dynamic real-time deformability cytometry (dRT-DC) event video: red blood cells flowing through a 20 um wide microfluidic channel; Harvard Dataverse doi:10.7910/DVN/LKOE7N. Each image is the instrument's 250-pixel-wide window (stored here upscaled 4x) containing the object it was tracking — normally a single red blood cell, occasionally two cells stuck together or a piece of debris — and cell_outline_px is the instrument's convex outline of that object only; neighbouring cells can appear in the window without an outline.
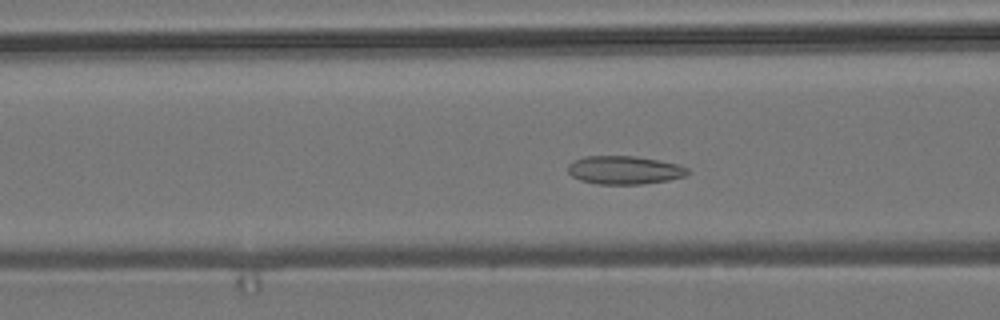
{"species": "common noctule bat (a hibernating species)", "species_latin": "Nyctalus noctula", "temperature_condition": "room temperature", "stored_images_in_passage": 54, "camera_frame_rate_fps": 3000, "um_per_image_px": 0.085, "animal": {"sex": "male", "body_mass_g": 19.2, "forearm_length_mm": 51.8}, "frame": {"image": 1, "passage_image": 20, "time_ms": 6.333, "image_size_px": [1000, 320], "cell_outline_px": [[692, 172], [684, 176], [668, 180], [640, 184], [596, 184], [580, 180], [572, 176], [568, 172], [568, 164], [572, 160], [584, 156], [636, 156], [660, 160], [680, 164], [688, 168]], "centroid_in_image_um": [53.08, 14.44], "position_along_channel_um": 113.5, "area_um2": 20.0}}
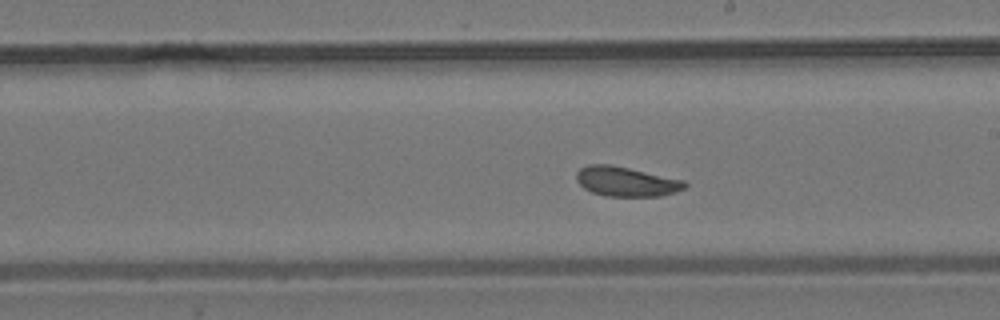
{"frame": {"image": 2, "passage_image": 30, "time_ms": 9.667, "image_size_px": [1000, 320], "cell_outline_px": [[688, 184], [684, 188], [676, 192], [660, 196], [604, 196], [592, 192], [584, 188], [576, 180], [576, 172], [580, 168], [588, 164], [612, 164], [684, 180]], "centroid_in_image_um": [53.21, 15.42], "position_along_channel_um": 235.8, "area_um2": 18.84}}
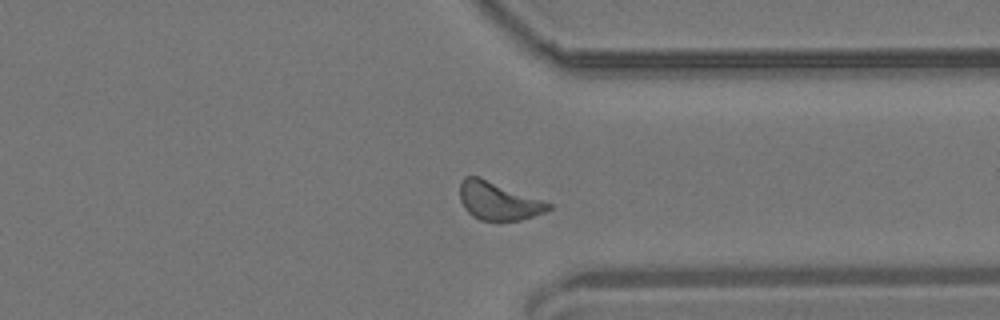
{"frame": {"image": 3, "passage_image": 41, "time_ms": 13.333, "image_size_px": [1000, 320], "cell_outline_px": [[552, 208], [544, 212], [520, 220], [480, 220], [472, 216], [464, 208], [460, 200], [460, 180], [464, 176], [480, 176], [552, 204]], "centroid_in_image_um": [42.31, 17.06], "position_along_channel_um": 369.1, "area_um2": 19.59}, "authors_computed_cell_mechanics": {"area_um2": 19.2474, "velocity_mm_per_s": 3.6665, "shape_relaxation_time_tau1_ms": 4.3589, "shape_relaxation_time_tau2_ms": 6.7747, "deformation_change_tau1": 0.0715, "deformation_change_tau2": 0.1077}}